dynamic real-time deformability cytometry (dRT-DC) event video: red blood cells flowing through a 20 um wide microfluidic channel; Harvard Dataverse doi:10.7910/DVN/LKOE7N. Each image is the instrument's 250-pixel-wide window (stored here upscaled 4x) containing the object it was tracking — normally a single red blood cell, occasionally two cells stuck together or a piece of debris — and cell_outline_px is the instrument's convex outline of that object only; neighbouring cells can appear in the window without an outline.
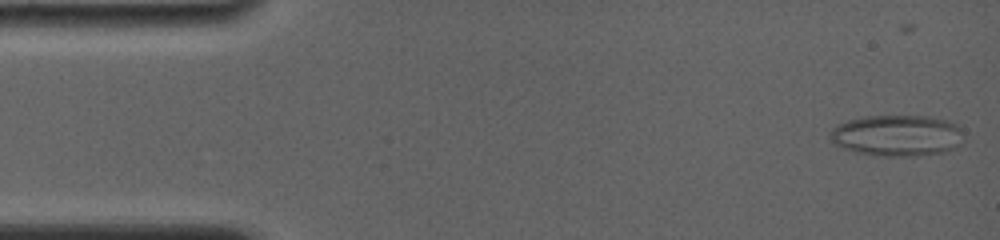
{"species": "common noctule bat (a hibernating species)", "species_latin": "Nyctalus noctula", "temperature_condition": "room temperature", "stored_images_in_passage": 94, "segment_of_instrument_passage": [1, 2], "camera_frame_rate_fps": 4000, "um_per_image_px": 0.085, "animal": {"sex": "female", "body_mass_g": 19.0, "forearm_length_mm": 56.7}, "frame": {"image": 1, "passage_image": 6, "time_ms": 0.75, "image_size_px": [1000, 240], "cell_outline_px": [[960, 128], [956, 148], [944, 152], [916, 156], [884, 156], [856, 152], [832, 144], [828, 140], [828, 132], [836, 124], [848, 120], [864, 116], [928, 116], [948, 120], [956, 124]], "centroid_in_image_um": [76.14, 11.51], "position_along_channel_um": 8.9, "area_um2": 32.14}}
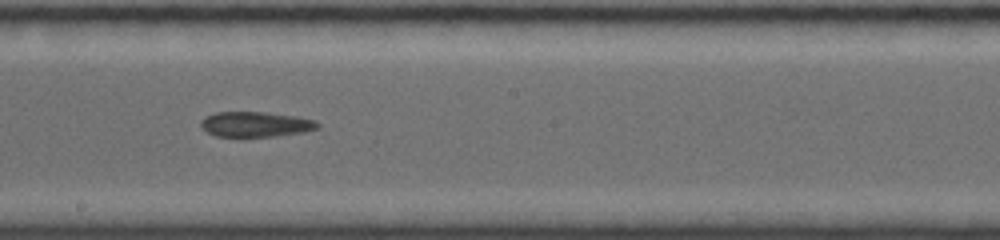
{"frame": {"image": 2, "passage_image": 52, "time_ms": 9.5, "image_size_px": [1000, 240], "cell_outline_px": [[320, 128], [304, 132], [276, 136], [240, 140], [216, 136], [208, 132], [200, 124], [200, 120], [204, 116], [216, 112], [264, 112], [296, 116], [316, 120], [320, 124]], "centroid_in_image_um": [21.71, 10.61], "position_along_channel_um": 226.5, "area_um2": 18.03}}
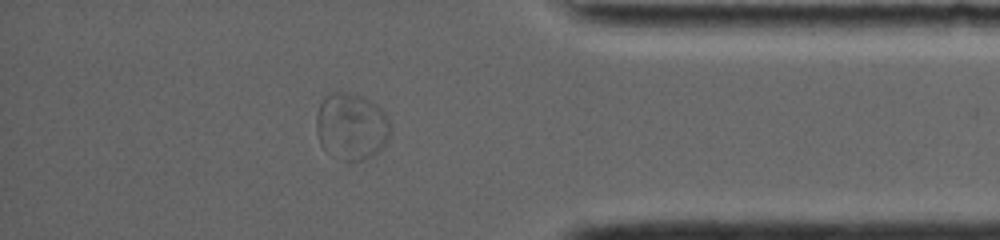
{"frame": {"image": 3, "passage_image": 85, "time_ms": 14.5, "image_size_px": [1000, 240], "cell_outline_px": [[392, 132], [388, 140], [372, 156], [348, 164], [324, 148], [320, 144], [316, 132], [316, 116], [320, 104], [324, 96], [332, 92], [348, 92], [364, 96], [376, 104], [384, 112], [392, 124]], "centroid_in_image_um": [29.88, 10.74], "position_along_channel_um": 405.3, "area_um2": 29.3}}